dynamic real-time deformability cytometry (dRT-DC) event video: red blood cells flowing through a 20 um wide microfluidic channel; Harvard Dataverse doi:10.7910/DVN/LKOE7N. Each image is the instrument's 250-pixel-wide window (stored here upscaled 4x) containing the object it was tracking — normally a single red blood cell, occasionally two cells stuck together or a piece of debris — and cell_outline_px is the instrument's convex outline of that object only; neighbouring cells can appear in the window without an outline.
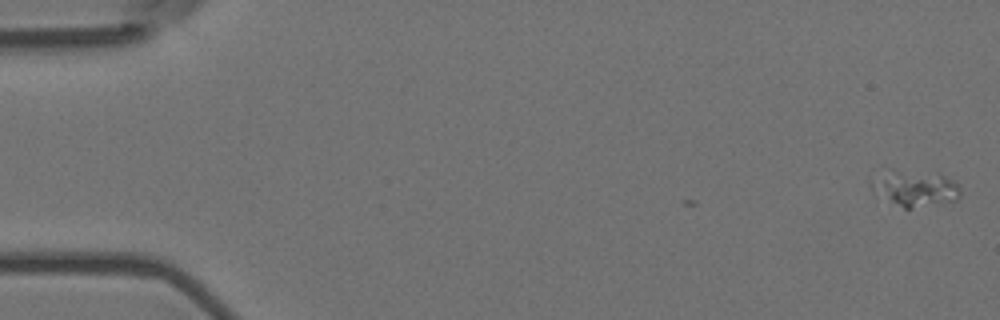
{"species": "Egyptian fruit bat (a non-hibernating species)", "species_latin": "Rousettus aegyptiacus", "temperature_condition": "room temperature", "stored_images_in_passage": 6, "segment_of_instrument_passage": [1, 2], "camera_frame_rate_fps": 3000, "um_per_image_px": 0.085, "animal": {"sex": "female"}, "frame": {"image": 1, "passage_image": 1, "time_ms": 0.0, "image_size_px": [1000, 320], "cell_outline_px": [[960, 196], [956, 200], [912, 208], [904, 208], [872, 188], [868, 180], [892, 168], [936, 172], [952, 180], [960, 188]], "centroid_in_image_um": [77.79, 15.94], "position_along_channel_um": 7.2, "area_um2": 18.5}}